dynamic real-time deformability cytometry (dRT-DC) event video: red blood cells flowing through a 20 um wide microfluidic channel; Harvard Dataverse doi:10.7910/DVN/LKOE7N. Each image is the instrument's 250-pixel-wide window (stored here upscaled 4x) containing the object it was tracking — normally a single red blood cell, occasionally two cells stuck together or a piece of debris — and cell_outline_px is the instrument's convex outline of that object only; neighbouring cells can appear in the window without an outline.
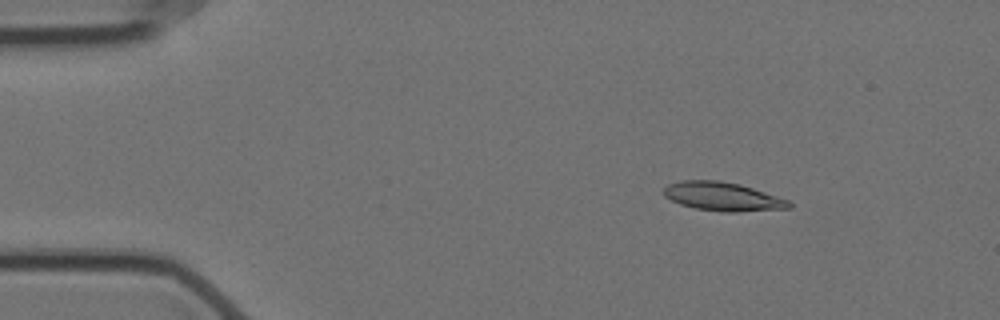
{"species": "Egyptian fruit bat (a non-hibernating species)", "species_latin": "Rousettus aegyptiacus", "temperature_condition": "cold", "stored_images_in_passage": 57, "camera_frame_rate_fps": 3000, "um_per_image_px": 0.085, "animal": {"sex": "female"}, "frame": {"image": 1, "passage_image": 8, "time_ms": 2.333, "image_size_px": [1000, 320], "cell_outline_px": [[792, 208], [736, 212], [720, 212], [696, 208], [680, 204], [664, 196], [664, 188], [668, 184], [680, 180], [720, 180], [740, 184], [788, 200], [792, 204]], "centroid_in_image_um": [61.42, 16.7], "position_along_channel_um": 23.6, "area_um2": 20.92}}
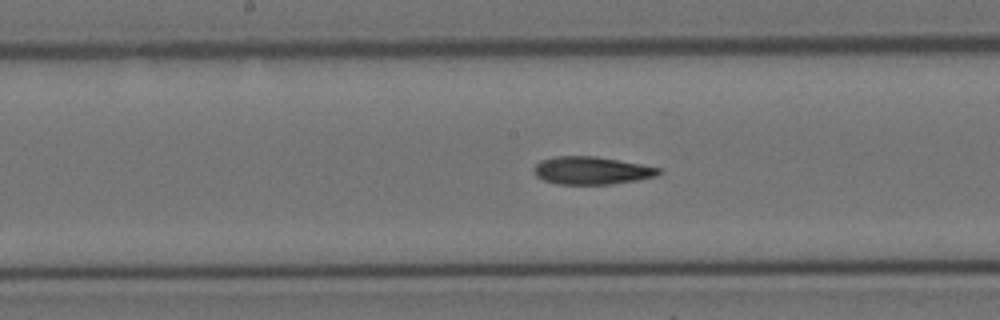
{"frame": {"image": 2, "passage_image": 29, "time_ms": 9.333, "image_size_px": [1000, 320], "cell_outline_px": [[664, 172], [656, 176], [636, 180], [608, 184], [556, 184], [544, 180], [536, 176], [532, 172], [532, 168], [540, 160], [556, 156], [596, 156], [640, 164], [660, 168]], "centroid_in_image_um": [50.25, 14.49], "position_along_channel_um": 198.0, "area_um2": 20.23}}
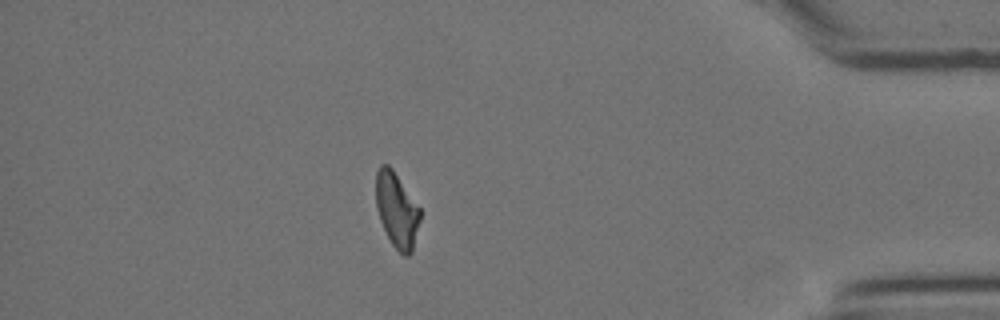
{"frame": {"image": 3, "passage_image": 50, "time_ms": 16.333, "image_size_px": [1000, 320], "cell_outline_px": [[420, 220], [412, 252], [408, 256], [404, 256], [392, 244], [380, 220], [376, 208], [376, 172], [380, 164], [388, 164], [392, 168], [420, 208]], "centroid_in_image_um": [33.72, 17.84], "position_along_channel_um": 401.5, "area_um2": 19.19}, "authors_computed_cell_mechanics": {"area_um2": 20.2878, "velocity_mm_per_s": 3.5069, "shape_relaxation_time_tau1_ms": 9.7211, "shape_relaxation_time_tau2_ms": 6.8708, "deformation_change_tau1": 0.2361, "deformation_change_tau2": 0.1406}}